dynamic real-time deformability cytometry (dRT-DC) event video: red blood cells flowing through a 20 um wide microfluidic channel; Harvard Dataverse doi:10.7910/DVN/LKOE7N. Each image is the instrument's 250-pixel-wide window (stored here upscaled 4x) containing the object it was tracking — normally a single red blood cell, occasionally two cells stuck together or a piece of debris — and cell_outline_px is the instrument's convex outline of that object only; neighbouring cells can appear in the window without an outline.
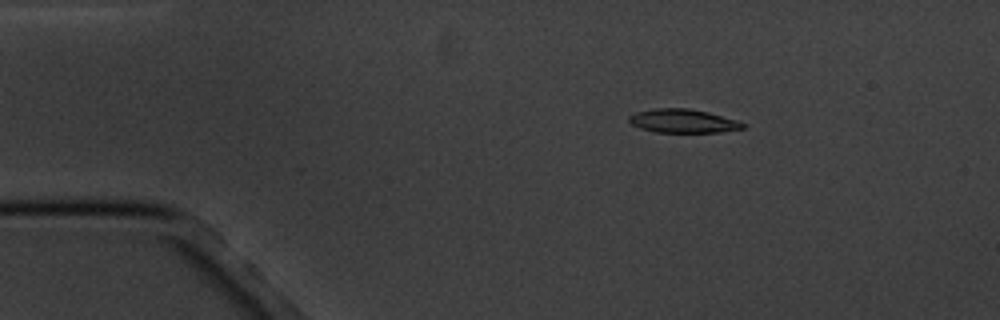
{"species": "common noctule bat (a hibernating species)", "species_latin": "Nyctalus noctula", "temperature_condition": "cold", "stored_images_in_passage": 5, "camera_frame_rate_fps": 3000, "um_per_image_px": 0.085, "animal": {"sex": "male", "body_mass_g": 20.1, "forearm_length_mm": 53.5}, "frame": {"image": 1, "passage_image": 3, "time_ms": 2.333, "image_size_px": [1000, 320], "cell_outline_px": [[748, 124], [744, 128], [720, 132], [656, 132], [640, 128], [632, 124], [628, 120], [628, 116], [636, 112], [656, 108], [688, 108], [708, 112], [736, 120]], "centroid_in_image_um": [58.06, 10.28], "position_along_channel_um": 26.9, "area_um2": 15.66}}